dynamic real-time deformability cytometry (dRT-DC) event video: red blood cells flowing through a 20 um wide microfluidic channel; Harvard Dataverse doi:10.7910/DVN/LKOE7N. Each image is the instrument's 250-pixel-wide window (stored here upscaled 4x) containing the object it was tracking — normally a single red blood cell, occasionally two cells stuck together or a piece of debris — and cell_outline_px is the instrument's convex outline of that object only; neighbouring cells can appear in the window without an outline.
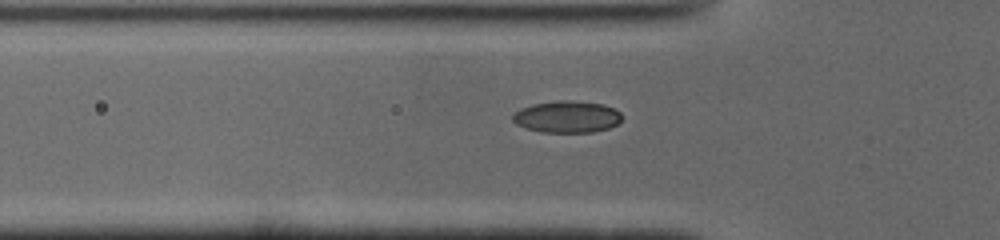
{"species": "common noctule bat (a hibernating species)", "species_latin": "Nyctalus noctula", "temperature_condition": "cold", "stored_images_in_passage": 36, "camera_frame_rate_fps": 3000, "um_per_image_px": 0.085, "animal": {"sex": "male", "body_mass_g": 19.0, "forearm_length_mm": 50.8}, "frame": {"image": 1, "passage_image": 8, "time_ms": 2.333, "image_size_px": [1000, 240], "cell_outline_px": [[624, 116], [616, 124], [608, 128], [592, 132], [540, 132], [516, 124], [512, 120], [512, 116], [520, 108], [532, 104], [560, 100], [572, 100], [604, 104], [620, 112]], "centroid_in_image_um": [48.2, 9.92], "position_along_channel_um": 77.6, "area_um2": 20.23}}
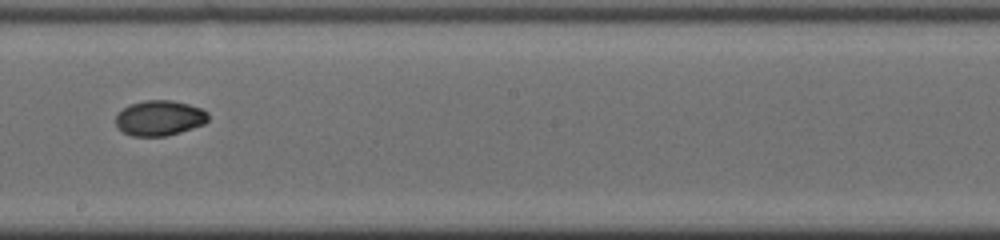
{"frame": {"image": 2, "passage_image": 20, "time_ms": 6.333, "image_size_px": [1000, 240], "cell_outline_px": [[208, 120], [204, 124], [180, 132], [164, 136], [132, 136], [124, 132], [116, 124], [116, 116], [128, 104], [144, 100], [172, 100], [188, 104], [200, 108], [208, 112]], "centroid_in_image_um": [13.57, 10.02], "position_along_channel_um": 234.6, "area_um2": 18.9}}
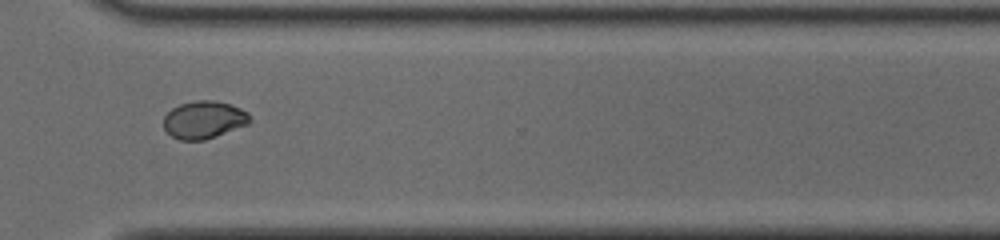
{"frame": {"image": 3, "passage_image": 29, "time_ms": 9.333, "image_size_px": [1000, 240], "cell_outline_px": [[252, 120], [248, 124], [216, 136], [204, 140], [180, 140], [172, 136], [164, 128], [164, 116], [172, 108], [180, 104], [196, 100], [212, 100], [232, 104], [248, 112]], "centroid_in_image_um": [17.35, 10.17], "position_along_channel_um": 353.3, "area_um2": 18.9}}